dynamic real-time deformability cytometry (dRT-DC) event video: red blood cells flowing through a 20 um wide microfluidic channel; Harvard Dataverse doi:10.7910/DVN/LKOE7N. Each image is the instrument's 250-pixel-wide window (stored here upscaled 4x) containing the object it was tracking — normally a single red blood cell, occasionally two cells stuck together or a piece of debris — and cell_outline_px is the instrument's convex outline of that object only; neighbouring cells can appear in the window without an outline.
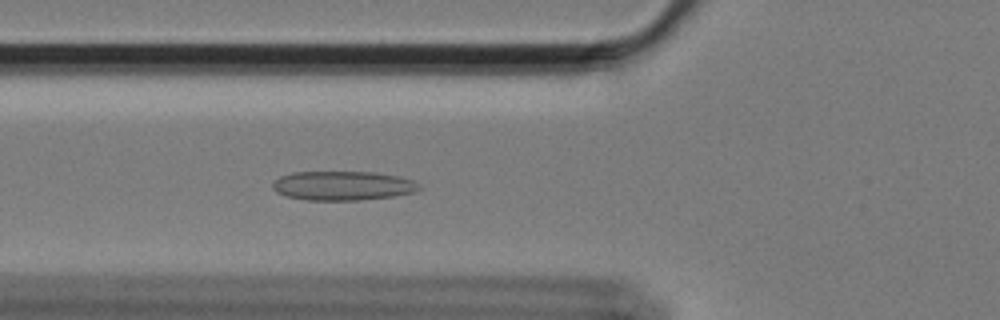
{"species": "Egyptian fruit bat (a non-hibernating species)", "species_latin": "Rousettus aegyptiacus", "temperature_condition": "cold", "stored_images_in_passage": 59, "segment_of_instrument_passage": [1, 2], "camera_frame_rate_fps": 3000, "um_per_image_px": 0.085, "animal": {"sex": "female"}, "frame": {"image": 1, "passage_image": 21, "time_ms": 6.667, "image_size_px": [1000, 320], "cell_outline_px": [[420, 188], [412, 192], [392, 196], [360, 200], [304, 200], [288, 196], [276, 192], [272, 188], [272, 184], [280, 176], [292, 172], [372, 172], [396, 176], [412, 180], [420, 184]], "centroid_in_image_um": [29.09, 15.78], "position_along_channel_um": 96.7, "area_um2": 24.74}}
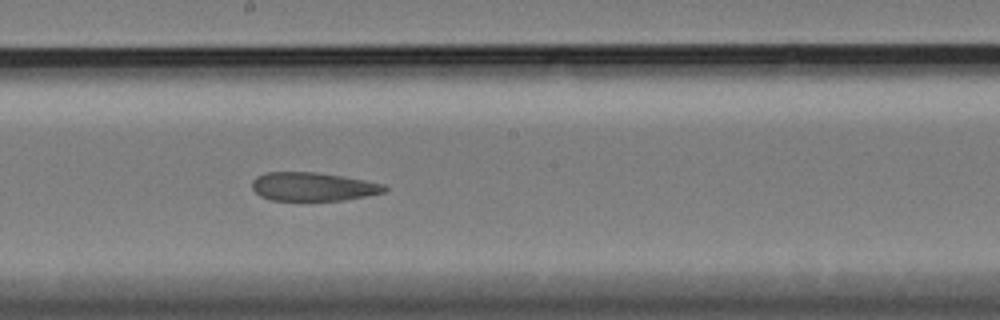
{"frame": {"image": 2, "passage_image": 32, "time_ms": 10.333, "image_size_px": [1000, 320], "cell_outline_px": [[388, 188], [384, 192], [344, 200], [272, 200], [260, 196], [252, 188], [252, 180], [256, 176], [264, 172], [316, 172], [344, 176], [384, 184]], "centroid_in_image_um": [26.58, 15.85], "position_along_channel_um": 221.6, "area_um2": 22.02}}
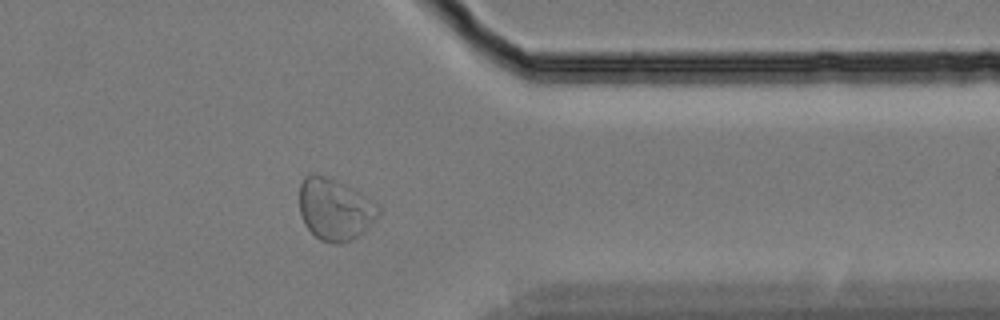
{"frame": {"image": 3, "passage_image": 47, "time_ms": 15.333, "image_size_px": [1000, 320], "cell_outline_px": [[380, 212], [364, 232], [352, 240], [340, 244], [332, 244], [320, 240], [304, 224], [300, 212], [300, 184], [304, 176], [308, 172], [312, 172], [336, 180], [352, 188], [380, 204]], "centroid_in_image_um": [28.46, 17.78], "position_along_channel_um": 382.9, "area_um2": 28.67}}